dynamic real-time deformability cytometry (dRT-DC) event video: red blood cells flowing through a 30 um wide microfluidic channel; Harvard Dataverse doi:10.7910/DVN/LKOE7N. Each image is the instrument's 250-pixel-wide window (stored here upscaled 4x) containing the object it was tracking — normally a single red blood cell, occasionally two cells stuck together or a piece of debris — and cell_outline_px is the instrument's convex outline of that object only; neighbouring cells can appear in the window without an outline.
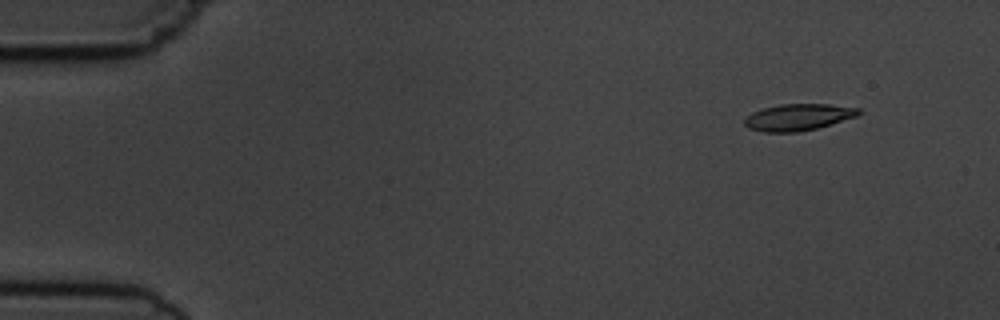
{"species": "common noctule bat (a hibernating species)", "species_latin": "Nyctalus noctula", "temperature_condition": "cold", "stored_images_in_passage": 6, "camera_frame_rate_fps": 3000, "um_per_image_px": 0.085, "animal": {"sex": "male", "body_mass_g": 19.5, "forearm_length_mm": 54.6}, "frame": {"image": 1, "passage_image": 2, "time_ms": 1.333, "image_size_px": [1000, 320], "cell_outline_px": [[860, 112], [856, 116], [816, 128], [796, 132], [764, 132], [748, 128], [744, 124], [744, 116], [752, 112], [764, 108], [780, 104], [828, 104], [860, 108]], "centroid_in_image_um": [67.78, 9.95], "position_along_channel_um": 17.2, "area_um2": 17.57}}
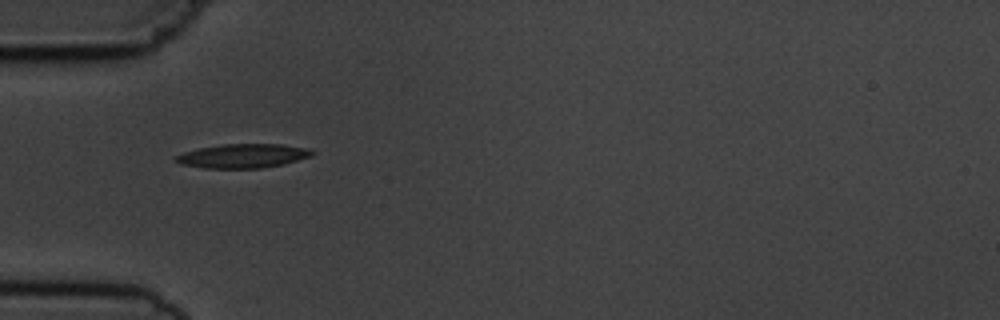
{"frame": {"image": 2, "passage_image": 5, "time_ms": 5.333, "image_size_px": [1000, 320], "cell_outline_px": [[316, 152], [312, 156], [284, 164], [260, 168], [204, 168], [180, 164], [176, 160], [176, 156], [184, 152], [196, 148], [224, 144], [280, 144], [304, 148]], "centroid_in_image_um": [20.64, 13.25], "position_along_channel_um": 64.4, "area_um2": 19.02}}
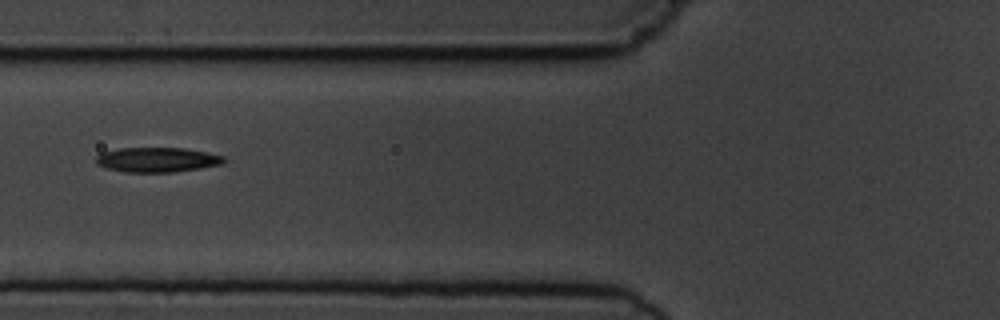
{"frame": {"image": 3, "passage_image": 6, "time_ms": 6.667, "image_size_px": [1000, 320], "cell_outline_px": [[228, 160], [224, 164], [200, 168], [172, 172], [124, 172], [108, 168], [96, 164], [96, 156], [100, 152], [120, 148], [184, 148], [208, 152], [224, 156]], "centroid_in_image_um": [13.39, 13.57], "position_along_channel_um": 112.4, "area_um2": 18.61}}